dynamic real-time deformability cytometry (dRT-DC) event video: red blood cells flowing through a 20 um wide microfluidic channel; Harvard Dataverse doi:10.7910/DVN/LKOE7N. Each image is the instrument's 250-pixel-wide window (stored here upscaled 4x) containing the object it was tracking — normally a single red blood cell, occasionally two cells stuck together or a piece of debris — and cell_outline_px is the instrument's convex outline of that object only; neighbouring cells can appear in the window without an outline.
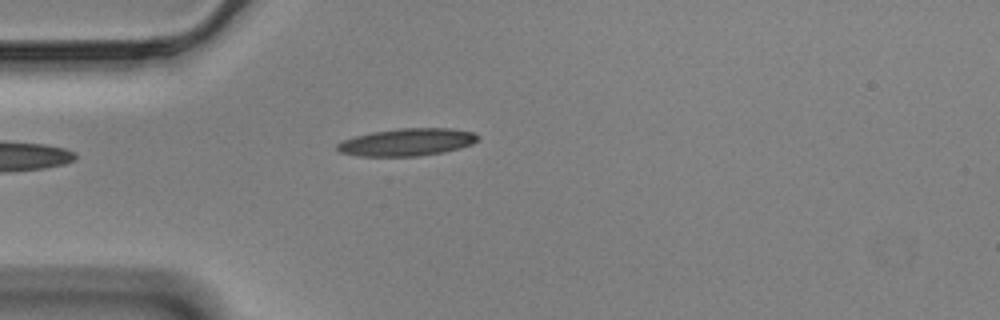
{"species": "Egyptian fruit bat (a non-hibernating species)", "species_latin": "Rousettus aegyptiacus", "temperature_condition": "cold", "stored_images_in_passage": 20, "camera_frame_rate_fps": 3000, "um_per_image_px": 0.085, "animal": {"sex": "male"}, "frame": {"image": 1, "passage_image": 1, "time_ms": 0.0, "image_size_px": [1000, 320], "cell_outline_px": [[480, 136], [472, 144], [460, 148], [444, 152], [420, 156], [356, 156], [340, 152], [336, 148], [336, 144], [344, 140], [356, 136], [372, 132], [400, 128], [448, 128], [472, 132]], "centroid_in_image_um": [34.59, 12.09], "position_along_channel_um": 50.4, "area_um2": 22.43}}
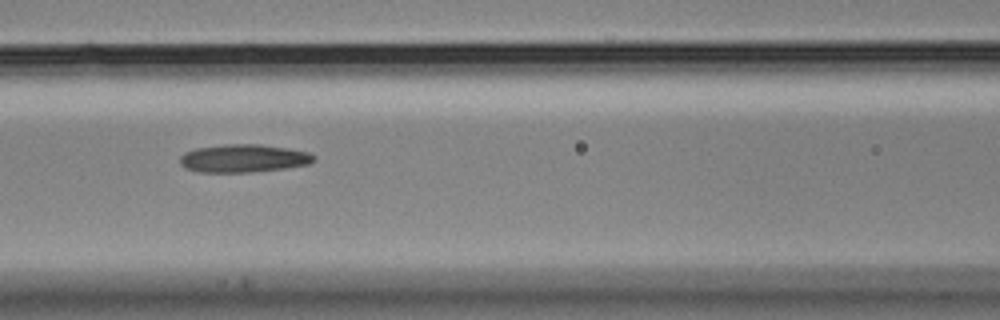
{"frame": {"image": 2, "passage_image": 10, "time_ms": 3.0, "image_size_px": [1000, 320], "cell_outline_px": [[316, 160], [308, 164], [284, 168], [252, 172], [196, 172], [184, 168], [180, 164], [180, 156], [184, 152], [196, 148], [224, 144], [260, 144], [288, 148], [308, 152], [316, 156]], "centroid_in_image_um": [20.67, 13.46], "position_along_channel_um": 145.9, "area_um2": 22.02}}
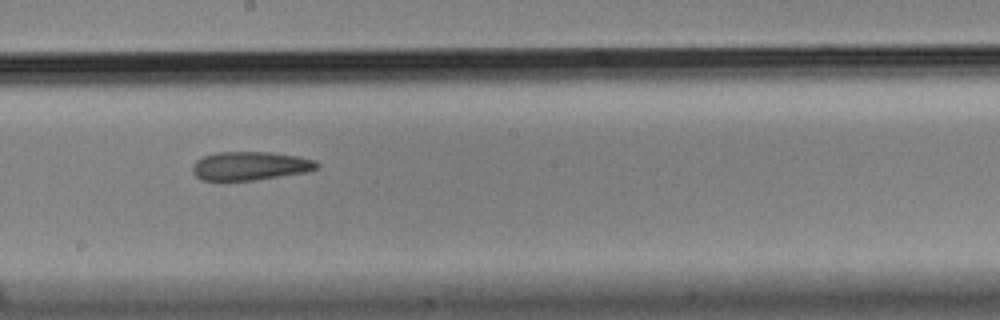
{"frame": {"image": 3, "passage_image": 17, "time_ms": 5.333, "image_size_px": [1000, 320], "cell_outline_px": [[320, 168], [308, 172], [256, 180], [220, 184], [216, 184], [200, 180], [192, 172], [192, 164], [196, 160], [204, 156], [216, 152], [272, 152], [300, 156], [316, 160], [320, 164]], "centroid_in_image_um": [21.22, 14.15], "position_along_channel_um": 227.0, "area_um2": 21.96}}